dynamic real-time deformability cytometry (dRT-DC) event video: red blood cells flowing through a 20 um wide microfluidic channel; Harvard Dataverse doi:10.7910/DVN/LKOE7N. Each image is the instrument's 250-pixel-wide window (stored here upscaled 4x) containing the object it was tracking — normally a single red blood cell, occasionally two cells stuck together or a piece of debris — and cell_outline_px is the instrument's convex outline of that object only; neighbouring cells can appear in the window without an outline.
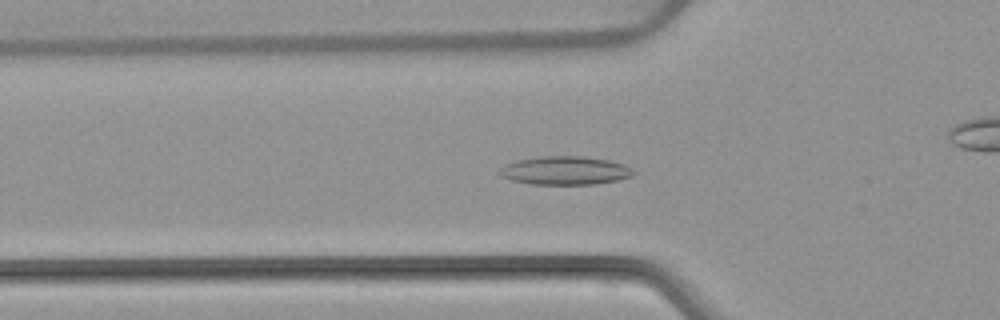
{"species": "common noctule bat (a hibernating species)", "species_latin": "Nyctalus noctula", "temperature_condition": "warm", "stored_images_in_passage": 53, "camera_frame_rate_fps": 3000, "um_per_image_px": 0.085, "animal": {"sex": "female", "body_mass_g": 22.7, "forearm_length_mm": 54.2}, "frame": {"image": 1, "passage_image": 18, "time_ms": 5.667, "image_size_px": [1000, 320], "cell_outline_px": [[636, 172], [632, 176], [616, 180], [596, 184], [532, 184], [512, 180], [500, 176], [500, 168], [504, 164], [516, 160], [540, 156], [584, 156], [608, 160], [624, 164], [632, 168]], "centroid_in_image_um": [48.03, 14.49], "position_along_channel_um": 77.8, "area_um2": 22.25}}
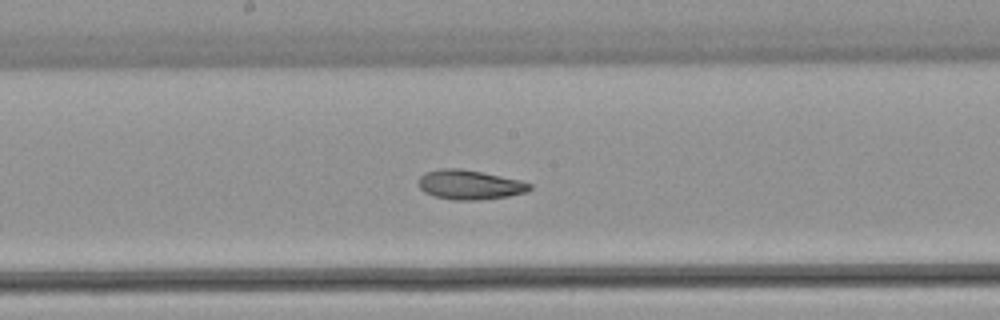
{"frame": {"image": 2, "passage_image": 28, "time_ms": 9.0, "image_size_px": [1000, 320], "cell_outline_px": [[532, 188], [524, 192], [508, 196], [480, 200], [452, 200], [436, 196], [424, 192], [416, 184], [420, 176], [424, 172], [440, 168], [460, 168], [520, 180], [532, 184]], "centroid_in_image_um": [39.87, 15.7], "position_along_channel_um": 208.3, "area_um2": 19.13}}
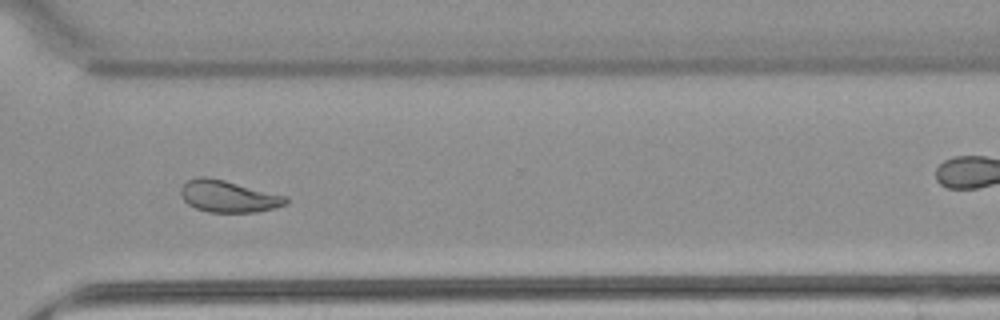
{"frame": {"image": 3, "passage_image": 39, "time_ms": 12.667, "image_size_px": [1000, 320], "cell_outline_px": [[288, 204], [256, 212], [208, 212], [196, 208], [188, 204], [180, 196], [180, 188], [188, 180], [200, 176], [208, 176], [288, 196]], "centroid_in_image_um": [19.4, 16.68], "position_along_channel_um": 351.2, "area_um2": 19.54}, "authors_computed_cell_mechanics": {"area_um2": 20.7502, "velocity_mm_per_s": 3.8979, "shape_relaxation_time_tau1_ms": null, "shape_relaxation_time_tau2_ms": 3.5362, "deformation_change_tau1": null, "deformation_change_tau2": 0.0978}}